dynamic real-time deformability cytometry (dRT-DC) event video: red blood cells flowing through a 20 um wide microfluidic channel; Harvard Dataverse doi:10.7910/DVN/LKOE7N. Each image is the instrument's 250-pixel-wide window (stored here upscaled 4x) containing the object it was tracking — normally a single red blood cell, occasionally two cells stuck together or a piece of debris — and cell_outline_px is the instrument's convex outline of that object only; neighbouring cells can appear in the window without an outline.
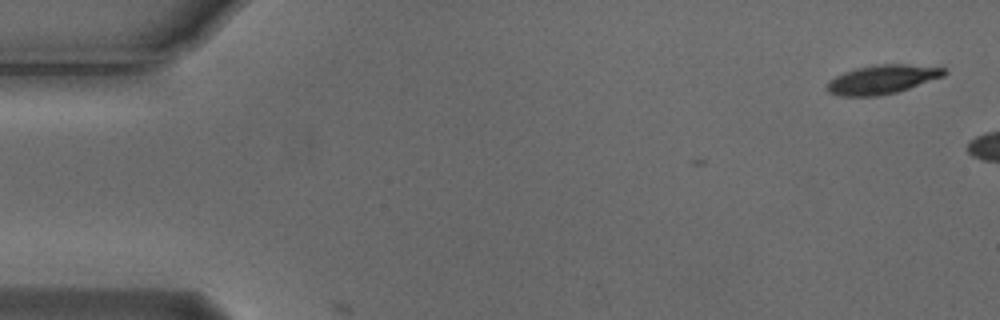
{"species": "Egyptian fruit bat (a non-hibernating species)", "species_latin": "Rousettus aegyptiacus", "temperature_condition": "cold", "stored_images_in_passage": 2, "camera_frame_rate_fps": 3000, "um_per_image_px": 0.085, "animal": {"sex": "male"}, "frame": {"image": 1, "passage_image": 1, "time_ms": 0.0, "image_size_px": [1000, 320], "cell_outline_px": [[948, 72], [944, 76], [896, 92], [880, 96], [840, 96], [828, 92], [828, 80], [844, 72], [856, 68], [880, 64], [908, 64], [944, 68]], "centroid_in_image_um": [74.98, 6.75], "position_along_channel_um": 10.0, "area_um2": 19.59}}